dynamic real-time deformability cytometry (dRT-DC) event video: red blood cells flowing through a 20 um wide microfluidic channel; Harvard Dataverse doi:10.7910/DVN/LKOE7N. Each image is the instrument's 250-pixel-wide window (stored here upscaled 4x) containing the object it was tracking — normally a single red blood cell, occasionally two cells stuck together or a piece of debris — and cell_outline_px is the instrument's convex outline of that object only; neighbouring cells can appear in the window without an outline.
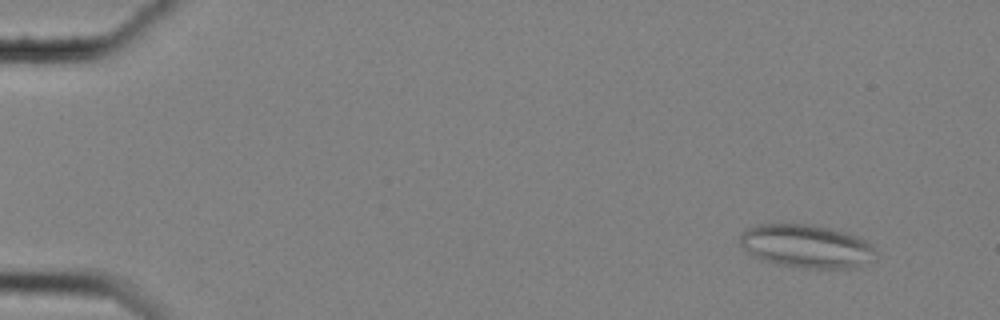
{"species": "common noctule bat (a hibernating species)", "species_latin": "Nyctalus noctula", "temperature_condition": "cold", "stored_images_in_passage": 58, "segment_of_instrument_passage": [1, 2], "camera_frame_rate_fps": 3000, "um_per_image_px": 0.085, "animal": {"sex": "female", "body_mass_g": 25.1}, "frame": {"image": 1, "passage_image": 5, "time_ms": 1.333, "image_size_px": [1000, 320], "cell_outline_px": [[876, 260], [856, 268], [800, 268], [760, 260], [752, 256], [740, 244], [740, 232], [748, 228], [760, 224], [812, 224], [844, 232], [856, 236], [872, 244], [876, 252]], "centroid_in_image_um": [68.57, 20.94], "position_along_channel_um": 16.4, "area_um2": 34.51}}